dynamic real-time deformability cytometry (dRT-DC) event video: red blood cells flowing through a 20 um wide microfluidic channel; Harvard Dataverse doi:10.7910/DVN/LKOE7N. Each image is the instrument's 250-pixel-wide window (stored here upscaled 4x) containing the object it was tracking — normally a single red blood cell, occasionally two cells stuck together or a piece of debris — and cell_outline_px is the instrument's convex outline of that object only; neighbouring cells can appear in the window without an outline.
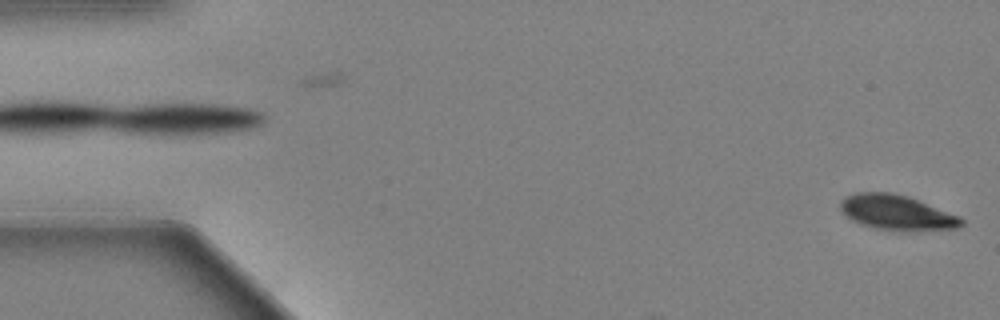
{"species": "Egyptian fruit bat (a non-hibernating species)", "species_latin": "Rousettus aegyptiacus", "temperature_condition": "warm", "stored_images_in_passage": 56, "camera_frame_rate_fps": 3000, "um_per_image_px": 0.085, "animal": {"sex": "female"}, "frame": {"image": 1, "passage_image": 1, "time_ms": 0.0, "image_size_px": [1000, 320], "cell_outline_px": [[964, 224], [956, 228], [920, 232], [900, 232], [876, 228], [860, 224], [852, 220], [840, 208], [840, 200], [856, 192], [888, 192], [908, 196], [960, 216], [964, 220]], "centroid_in_image_um": [76.28, 18.09], "position_along_channel_um": 8.7, "area_um2": 25.03}}
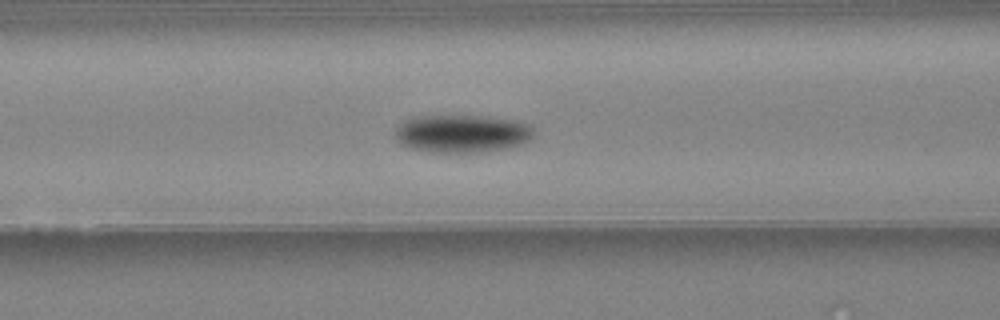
{"frame": {"image": 2, "passage_image": 23, "time_ms": 7.333, "image_size_px": [1000, 320], "cell_outline_px": [[536, 132], [528, 140], [520, 144], [508, 148], [484, 152], [428, 152], [408, 148], [396, 136], [396, 128], [412, 116], [488, 116], [516, 120], [528, 124]], "centroid_in_image_um": [39.31, 11.35], "position_along_channel_um": 127.3, "area_um2": 30.58}}
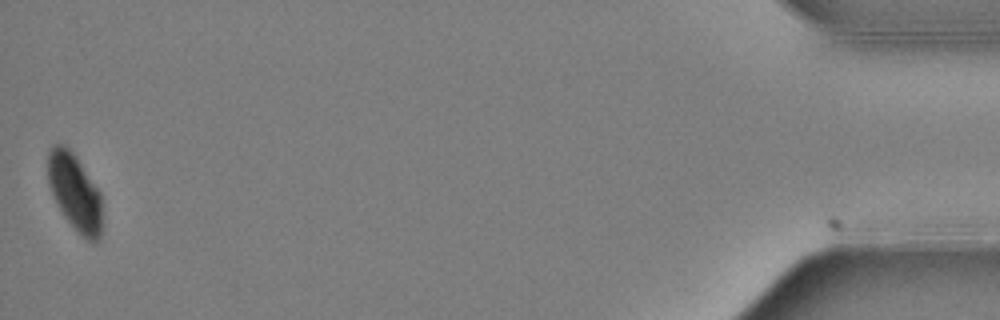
{"frame": {"image": 3, "passage_image": 56, "time_ms": 18.333, "image_size_px": [1000, 320], "cell_outline_px": [[100, 240], [96, 244], [80, 236], [64, 216], [48, 184], [48, 148], [52, 144], [64, 144], [76, 156], [100, 192]], "centroid_in_image_um": [6.34, 16.33], "position_along_channel_um": 428.9, "area_um2": 24.1}, "authors_computed_cell_mechanics": {"area_um2": 28.2642, "velocity_mm_per_s": 3.6046, "shape_relaxation_time_tau1_ms": 2.5948, "shape_relaxation_time_tau2_ms": null, "deformation_change_tau1": 0.1192, "deformation_change_tau2": null}}